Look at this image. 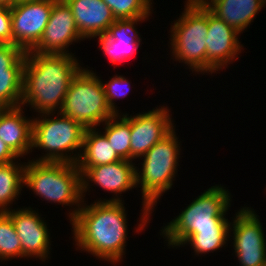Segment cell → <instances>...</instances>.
Listing matches in <instances>:
<instances>
[{
    "instance_id": "6da1fadb",
    "label": "cell",
    "mask_w": 266,
    "mask_h": 266,
    "mask_svg": "<svg viewBox=\"0 0 266 266\" xmlns=\"http://www.w3.org/2000/svg\"><path fill=\"white\" fill-rule=\"evenodd\" d=\"M125 209L124 201H83L70 222L76 249L113 265L123 262L129 226Z\"/></svg>"
},
{
    "instance_id": "7a4b0ae2",
    "label": "cell",
    "mask_w": 266,
    "mask_h": 266,
    "mask_svg": "<svg viewBox=\"0 0 266 266\" xmlns=\"http://www.w3.org/2000/svg\"><path fill=\"white\" fill-rule=\"evenodd\" d=\"M75 56L26 52L21 106L36 115L60 112L72 79L83 68Z\"/></svg>"
},
{
    "instance_id": "3957f363",
    "label": "cell",
    "mask_w": 266,
    "mask_h": 266,
    "mask_svg": "<svg viewBox=\"0 0 266 266\" xmlns=\"http://www.w3.org/2000/svg\"><path fill=\"white\" fill-rule=\"evenodd\" d=\"M175 130L174 128L141 157L142 168H135L136 187L141 188L142 194V213L140 222L135 227L137 233L148 226L157 201L167 190L172 189L173 181L176 180L182 142Z\"/></svg>"
},
{
    "instance_id": "277c9868",
    "label": "cell",
    "mask_w": 266,
    "mask_h": 266,
    "mask_svg": "<svg viewBox=\"0 0 266 266\" xmlns=\"http://www.w3.org/2000/svg\"><path fill=\"white\" fill-rule=\"evenodd\" d=\"M25 187L47 203L71 207L73 210L69 209L67 214L70 222L83 203L82 174L74 163L38 162L29 159L24 172Z\"/></svg>"
},
{
    "instance_id": "5b68a950",
    "label": "cell",
    "mask_w": 266,
    "mask_h": 266,
    "mask_svg": "<svg viewBox=\"0 0 266 266\" xmlns=\"http://www.w3.org/2000/svg\"><path fill=\"white\" fill-rule=\"evenodd\" d=\"M231 198V193L221 184L204 190L178 216L162 226L160 235L167 247L180 248L197 229L230 227L226 214L231 207Z\"/></svg>"
},
{
    "instance_id": "8992f818",
    "label": "cell",
    "mask_w": 266,
    "mask_h": 266,
    "mask_svg": "<svg viewBox=\"0 0 266 266\" xmlns=\"http://www.w3.org/2000/svg\"><path fill=\"white\" fill-rule=\"evenodd\" d=\"M33 118L32 149L43 150L45 154L31 160L76 164L85 128L61 112L33 115Z\"/></svg>"
},
{
    "instance_id": "52a82bcc",
    "label": "cell",
    "mask_w": 266,
    "mask_h": 266,
    "mask_svg": "<svg viewBox=\"0 0 266 266\" xmlns=\"http://www.w3.org/2000/svg\"><path fill=\"white\" fill-rule=\"evenodd\" d=\"M184 10L170 27L171 59L184 63L194 75H206V36L208 8L203 2H186Z\"/></svg>"
},
{
    "instance_id": "ba28073f",
    "label": "cell",
    "mask_w": 266,
    "mask_h": 266,
    "mask_svg": "<svg viewBox=\"0 0 266 266\" xmlns=\"http://www.w3.org/2000/svg\"><path fill=\"white\" fill-rule=\"evenodd\" d=\"M60 112L85 129L101 127L115 115L108 106L102 79L85 67L72 79Z\"/></svg>"
},
{
    "instance_id": "9c48e42d",
    "label": "cell",
    "mask_w": 266,
    "mask_h": 266,
    "mask_svg": "<svg viewBox=\"0 0 266 266\" xmlns=\"http://www.w3.org/2000/svg\"><path fill=\"white\" fill-rule=\"evenodd\" d=\"M235 213L230 224L229 239H233L234 254L239 266H265L266 236L259 215L247 206Z\"/></svg>"
},
{
    "instance_id": "30bf717a",
    "label": "cell",
    "mask_w": 266,
    "mask_h": 266,
    "mask_svg": "<svg viewBox=\"0 0 266 266\" xmlns=\"http://www.w3.org/2000/svg\"><path fill=\"white\" fill-rule=\"evenodd\" d=\"M57 0H31L11 7L12 44L24 52L31 51L40 41Z\"/></svg>"
},
{
    "instance_id": "8fae6325",
    "label": "cell",
    "mask_w": 266,
    "mask_h": 266,
    "mask_svg": "<svg viewBox=\"0 0 266 266\" xmlns=\"http://www.w3.org/2000/svg\"><path fill=\"white\" fill-rule=\"evenodd\" d=\"M167 106L130 115V161L140 159L176 127Z\"/></svg>"
},
{
    "instance_id": "7c38bea8",
    "label": "cell",
    "mask_w": 266,
    "mask_h": 266,
    "mask_svg": "<svg viewBox=\"0 0 266 266\" xmlns=\"http://www.w3.org/2000/svg\"><path fill=\"white\" fill-rule=\"evenodd\" d=\"M5 213L11 218L20 239L22 258H35L43 262L50 259V229L38 211L29 206L14 208Z\"/></svg>"
},
{
    "instance_id": "4fadbf2b",
    "label": "cell",
    "mask_w": 266,
    "mask_h": 266,
    "mask_svg": "<svg viewBox=\"0 0 266 266\" xmlns=\"http://www.w3.org/2000/svg\"><path fill=\"white\" fill-rule=\"evenodd\" d=\"M239 33L208 9L206 36V73L211 75L236 61L243 51ZM238 57V58H237Z\"/></svg>"
},
{
    "instance_id": "5bb4252c",
    "label": "cell",
    "mask_w": 266,
    "mask_h": 266,
    "mask_svg": "<svg viewBox=\"0 0 266 266\" xmlns=\"http://www.w3.org/2000/svg\"><path fill=\"white\" fill-rule=\"evenodd\" d=\"M81 40L85 39L79 33L70 8L63 0H57L52 6L49 21L40 41L31 52L73 54L68 51L69 46Z\"/></svg>"
},
{
    "instance_id": "9a60e30c",
    "label": "cell",
    "mask_w": 266,
    "mask_h": 266,
    "mask_svg": "<svg viewBox=\"0 0 266 266\" xmlns=\"http://www.w3.org/2000/svg\"><path fill=\"white\" fill-rule=\"evenodd\" d=\"M135 162L130 160H119L114 163L98 165L90 167L82 175V197L83 201L86 196V192H90V187L95 184L102 190L113 193L111 198H100L96 201H113L121 202V194L127 193V191L136 188V173H135Z\"/></svg>"
},
{
    "instance_id": "2e32d148",
    "label": "cell",
    "mask_w": 266,
    "mask_h": 266,
    "mask_svg": "<svg viewBox=\"0 0 266 266\" xmlns=\"http://www.w3.org/2000/svg\"><path fill=\"white\" fill-rule=\"evenodd\" d=\"M147 20L149 17L115 20L106 34L97 36L99 50L110 59L111 64L127 62L137 53L142 38L136 25Z\"/></svg>"
},
{
    "instance_id": "e0dca14e",
    "label": "cell",
    "mask_w": 266,
    "mask_h": 266,
    "mask_svg": "<svg viewBox=\"0 0 266 266\" xmlns=\"http://www.w3.org/2000/svg\"><path fill=\"white\" fill-rule=\"evenodd\" d=\"M26 52L15 44L0 50V108L21 106Z\"/></svg>"
},
{
    "instance_id": "ac0fdd59",
    "label": "cell",
    "mask_w": 266,
    "mask_h": 266,
    "mask_svg": "<svg viewBox=\"0 0 266 266\" xmlns=\"http://www.w3.org/2000/svg\"><path fill=\"white\" fill-rule=\"evenodd\" d=\"M23 106L0 108V139L20 158L32 150L33 118Z\"/></svg>"
},
{
    "instance_id": "d6986e66",
    "label": "cell",
    "mask_w": 266,
    "mask_h": 266,
    "mask_svg": "<svg viewBox=\"0 0 266 266\" xmlns=\"http://www.w3.org/2000/svg\"><path fill=\"white\" fill-rule=\"evenodd\" d=\"M71 10L84 39L106 34L115 22L111 9L102 0H63Z\"/></svg>"
},
{
    "instance_id": "ffe728a7",
    "label": "cell",
    "mask_w": 266,
    "mask_h": 266,
    "mask_svg": "<svg viewBox=\"0 0 266 266\" xmlns=\"http://www.w3.org/2000/svg\"><path fill=\"white\" fill-rule=\"evenodd\" d=\"M202 2L213 14L239 33L250 27L256 15L266 5L262 0H203Z\"/></svg>"
},
{
    "instance_id": "44dd1931",
    "label": "cell",
    "mask_w": 266,
    "mask_h": 266,
    "mask_svg": "<svg viewBox=\"0 0 266 266\" xmlns=\"http://www.w3.org/2000/svg\"><path fill=\"white\" fill-rule=\"evenodd\" d=\"M122 160L114 151L106 136L98 128L85 129L82 150L77 168L83 175L90 167L105 165Z\"/></svg>"
},
{
    "instance_id": "7402d4cb",
    "label": "cell",
    "mask_w": 266,
    "mask_h": 266,
    "mask_svg": "<svg viewBox=\"0 0 266 266\" xmlns=\"http://www.w3.org/2000/svg\"><path fill=\"white\" fill-rule=\"evenodd\" d=\"M19 162L0 164V213L11 210L10 205L22 195L26 162Z\"/></svg>"
},
{
    "instance_id": "603a6c76",
    "label": "cell",
    "mask_w": 266,
    "mask_h": 266,
    "mask_svg": "<svg viewBox=\"0 0 266 266\" xmlns=\"http://www.w3.org/2000/svg\"><path fill=\"white\" fill-rule=\"evenodd\" d=\"M101 131L113 147L117 155L123 160H130V116L128 113L115 114L103 124Z\"/></svg>"
},
{
    "instance_id": "cb8c5ba5",
    "label": "cell",
    "mask_w": 266,
    "mask_h": 266,
    "mask_svg": "<svg viewBox=\"0 0 266 266\" xmlns=\"http://www.w3.org/2000/svg\"><path fill=\"white\" fill-rule=\"evenodd\" d=\"M230 227H214L206 229H197L190 235L180 247L186 245L194 250L195 255L200 257L206 254L213 253L220 248L226 247L229 242Z\"/></svg>"
},
{
    "instance_id": "d4e9b609",
    "label": "cell",
    "mask_w": 266,
    "mask_h": 266,
    "mask_svg": "<svg viewBox=\"0 0 266 266\" xmlns=\"http://www.w3.org/2000/svg\"><path fill=\"white\" fill-rule=\"evenodd\" d=\"M15 258L22 259L20 239L11 218L2 212L0 213V262Z\"/></svg>"
},
{
    "instance_id": "484cf974",
    "label": "cell",
    "mask_w": 266,
    "mask_h": 266,
    "mask_svg": "<svg viewBox=\"0 0 266 266\" xmlns=\"http://www.w3.org/2000/svg\"><path fill=\"white\" fill-rule=\"evenodd\" d=\"M111 9L116 20L150 17L153 0H102Z\"/></svg>"
},
{
    "instance_id": "4316f807",
    "label": "cell",
    "mask_w": 266,
    "mask_h": 266,
    "mask_svg": "<svg viewBox=\"0 0 266 266\" xmlns=\"http://www.w3.org/2000/svg\"><path fill=\"white\" fill-rule=\"evenodd\" d=\"M127 79L123 75L116 74L108 82L104 81V83L102 81L108 106L114 114L121 113L115 101L119 98L127 97L128 93H130L131 82Z\"/></svg>"
},
{
    "instance_id": "83f0119b",
    "label": "cell",
    "mask_w": 266,
    "mask_h": 266,
    "mask_svg": "<svg viewBox=\"0 0 266 266\" xmlns=\"http://www.w3.org/2000/svg\"><path fill=\"white\" fill-rule=\"evenodd\" d=\"M0 39L12 44L11 8L0 6Z\"/></svg>"
},
{
    "instance_id": "f1b7e54d",
    "label": "cell",
    "mask_w": 266,
    "mask_h": 266,
    "mask_svg": "<svg viewBox=\"0 0 266 266\" xmlns=\"http://www.w3.org/2000/svg\"><path fill=\"white\" fill-rule=\"evenodd\" d=\"M20 159L1 139H0V164H6Z\"/></svg>"
},
{
    "instance_id": "f546056e",
    "label": "cell",
    "mask_w": 266,
    "mask_h": 266,
    "mask_svg": "<svg viewBox=\"0 0 266 266\" xmlns=\"http://www.w3.org/2000/svg\"><path fill=\"white\" fill-rule=\"evenodd\" d=\"M15 4V0H0L1 7L11 8Z\"/></svg>"
},
{
    "instance_id": "4dcf8cb0",
    "label": "cell",
    "mask_w": 266,
    "mask_h": 266,
    "mask_svg": "<svg viewBox=\"0 0 266 266\" xmlns=\"http://www.w3.org/2000/svg\"><path fill=\"white\" fill-rule=\"evenodd\" d=\"M6 45L4 41L0 39V50Z\"/></svg>"
},
{
    "instance_id": "1f68e13d",
    "label": "cell",
    "mask_w": 266,
    "mask_h": 266,
    "mask_svg": "<svg viewBox=\"0 0 266 266\" xmlns=\"http://www.w3.org/2000/svg\"><path fill=\"white\" fill-rule=\"evenodd\" d=\"M203 0H186V2H202Z\"/></svg>"
},
{
    "instance_id": "d6a6232c",
    "label": "cell",
    "mask_w": 266,
    "mask_h": 266,
    "mask_svg": "<svg viewBox=\"0 0 266 266\" xmlns=\"http://www.w3.org/2000/svg\"><path fill=\"white\" fill-rule=\"evenodd\" d=\"M21 1H31V0H15V3L21 2Z\"/></svg>"
}]
</instances>
